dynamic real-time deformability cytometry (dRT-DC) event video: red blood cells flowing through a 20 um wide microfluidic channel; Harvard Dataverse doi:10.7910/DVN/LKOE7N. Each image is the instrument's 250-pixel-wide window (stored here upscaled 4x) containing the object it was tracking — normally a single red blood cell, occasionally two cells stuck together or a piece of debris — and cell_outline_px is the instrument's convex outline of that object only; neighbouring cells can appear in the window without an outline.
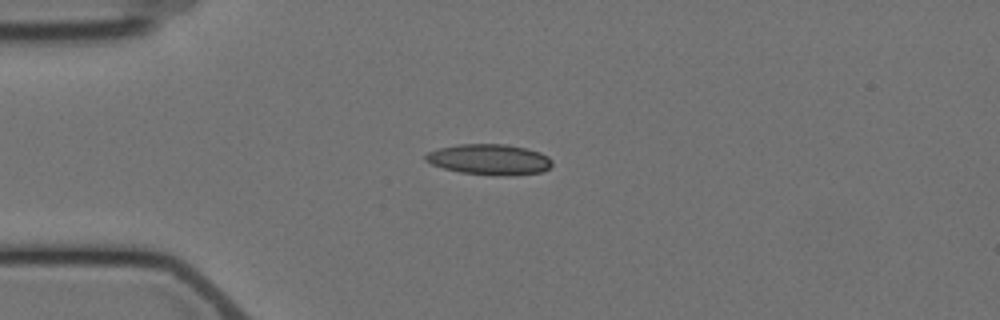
{"species": "Egyptian fruit bat (a non-hibernating species)", "species_latin": "Rousettus aegyptiacus", "temperature_condition": "cold", "stored_images_in_passage": 6, "camera_frame_rate_fps": 3000, "um_per_image_px": 0.085, "animal": {"sex": "female"}, "frame": {"image": 1, "passage_image": 3, "time_ms": 3.0, "image_size_px": [1000, 320], "cell_outline_px": [[552, 164], [548, 168], [540, 172], [508, 176], [504, 176], [460, 172], [444, 168], [432, 164], [424, 160], [424, 156], [428, 152], [440, 148], [460, 144], [504, 144], [524, 148], [540, 152], [548, 156], [552, 160]], "centroid_in_image_um": [41.6, 13.55], "position_along_channel_um": 43.4, "area_um2": 22.43}}
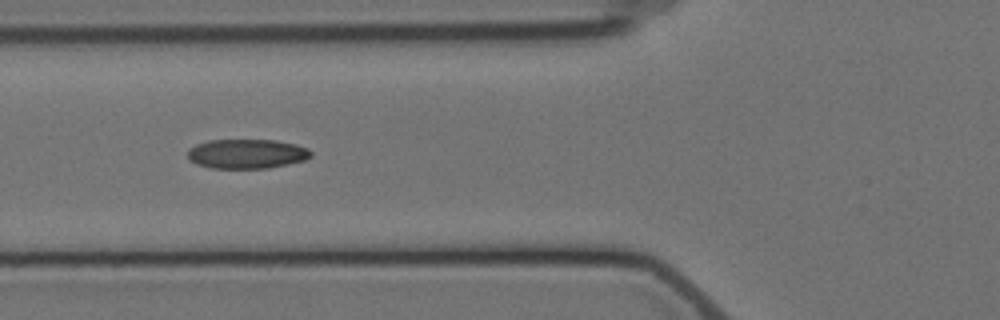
{"frame": {"image": 2, "passage_image": 5, "time_ms": 5.333, "image_size_px": [1000, 320], "cell_outline_px": [[312, 156], [304, 160], [288, 164], [268, 168], [212, 168], [196, 164], [188, 160], [188, 148], [196, 144], [208, 140], [276, 140], [296, 144], [308, 148], [312, 152]], "centroid_in_image_um": [20.97, 13.07], "position_along_channel_um": 104.8, "area_um2": 21.33}}
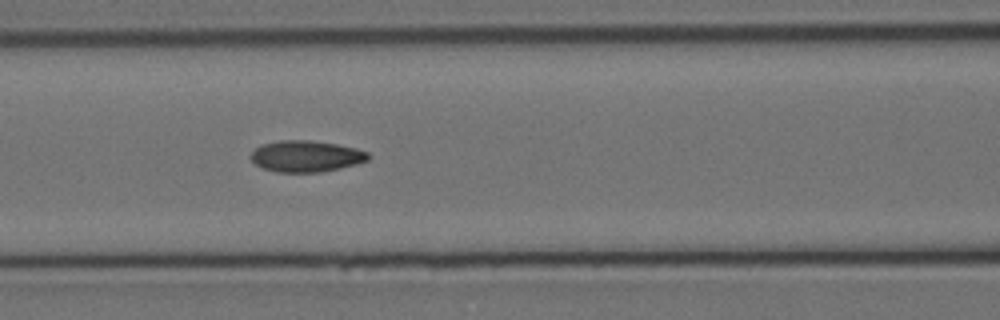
{"frame": {"image": 3, "passage_image": 6, "time_ms": 6.333, "image_size_px": [1000, 320], "cell_outline_px": [[368, 160], [356, 164], [340, 168], [320, 172], [276, 172], [264, 168], [256, 164], [248, 156], [260, 144], [280, 140], [308, 140], [336, 144], [356, 148], [368, 152]], "centroid_in_image_um": [25.99, 13.27], "position_along_channel_um": 140.6, "area_um2": 21.39}}